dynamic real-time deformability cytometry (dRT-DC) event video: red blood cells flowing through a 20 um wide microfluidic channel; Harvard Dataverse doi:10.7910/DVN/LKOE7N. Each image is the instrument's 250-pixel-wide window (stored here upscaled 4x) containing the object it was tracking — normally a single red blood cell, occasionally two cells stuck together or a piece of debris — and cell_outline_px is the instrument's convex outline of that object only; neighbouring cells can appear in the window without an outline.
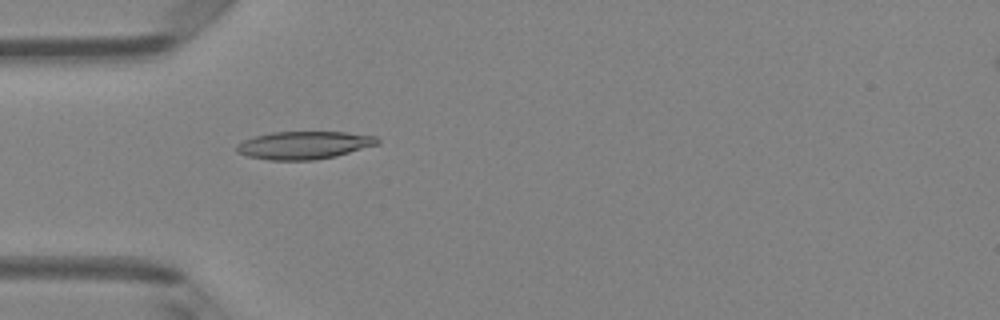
{"species": "Egyptian fruit bat (a non-hibernating species)", "species_latin": "Rousettus aegyptiacus", "temperature_condition": "room temperature", "stored_images_in_passage": 4, "camera_frame_rate_fps": 3000, "um_per_image_px": 0.085, "animal": {"sex": "female"}, "frame": {"image": 1, "passage_image": 4, "time_ms": 1.0, "image_size_px": [1000, 320], "cell_outline_px": [[380, 144], [336, 156], [316, 160], [268, 160], [248, 156], [236, 152], [236, 144], [244, 140], [256, 136], [272, 132], [344, 132], [376, 136], [380, 140]], "centroid_in_image_um": [25.86, 12.34], "position_along_channel_um": 59.1, "area_um2": 22.89}}